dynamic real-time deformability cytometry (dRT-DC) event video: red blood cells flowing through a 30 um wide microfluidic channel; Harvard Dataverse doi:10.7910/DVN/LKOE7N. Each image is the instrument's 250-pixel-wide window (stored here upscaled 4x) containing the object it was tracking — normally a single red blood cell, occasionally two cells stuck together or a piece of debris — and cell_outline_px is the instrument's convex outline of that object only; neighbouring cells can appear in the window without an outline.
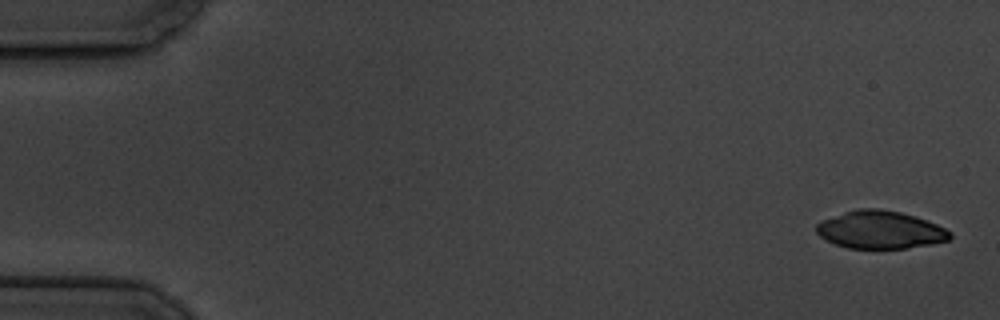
{"species": "common noctule bat (a hibernating species)", "species_latin": "Nyctalus noctula", "temperature_condition": "cold", "stored_images_in_passage": 11, "camera_frame_rate_fps": 3000, "um_per_image_px": 0.085, "animal": {"sex": "male", "body_mass_g": 19.5, "forearm_length_mm": 54.6}, "frame": {"image": 1, "passage_image": 1, "time_ms": 0.0, "image_size_px": [1000, 320], "cell_outline_px": [[952, 236], [948, 240], [928, 244], [904, 248], [848, 248], [824, 240], [816, 232], [816, 224], [820, 220], [856, 208], [880, 208], [900, 212], [916, 216], [936, 224], [952, 232]], "centroid_in_image_um": [74.78, 19.52], "position_along_channel_um": 10.2, "area_um2": 29.42}}